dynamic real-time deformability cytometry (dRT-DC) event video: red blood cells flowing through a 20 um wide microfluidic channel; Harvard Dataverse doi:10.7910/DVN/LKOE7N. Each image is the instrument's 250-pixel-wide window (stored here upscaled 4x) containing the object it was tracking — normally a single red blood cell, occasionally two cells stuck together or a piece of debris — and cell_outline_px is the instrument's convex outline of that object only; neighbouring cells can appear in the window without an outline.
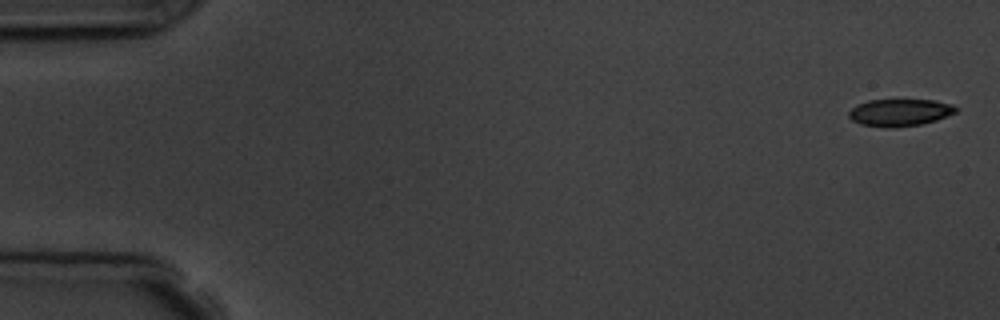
{"species": "common noctule bat (a hibernating species)", "species_latin": "Nyctalus noctula", "temperature_condition": "room temperature", "stored_images_in_passage": 6, "camera_frame_rate_fps": 3000, "um_per_image_px": 0.085, "animal": {"sex": "male", "body_mass_g": 19.5, "forearm_length_mm": 54.6}, "frame": {"image": 1, "passage_image": 1, "time_ms": 0.0, "image_size_px": [1000, 320], "cell_outline_px": [[956, 112], [936, 120], [920, 124], [892, 128], [888, 128], [860, 124], [852, 120], [848, 116], [848, 112], [856, 104], [868, 100], [932, 100], [952, 104], [956, 108]], "centroid_in_image_um": [76.43, 9.56], "position_along_channel_um": 8.6, "area_um2": 16.88}}
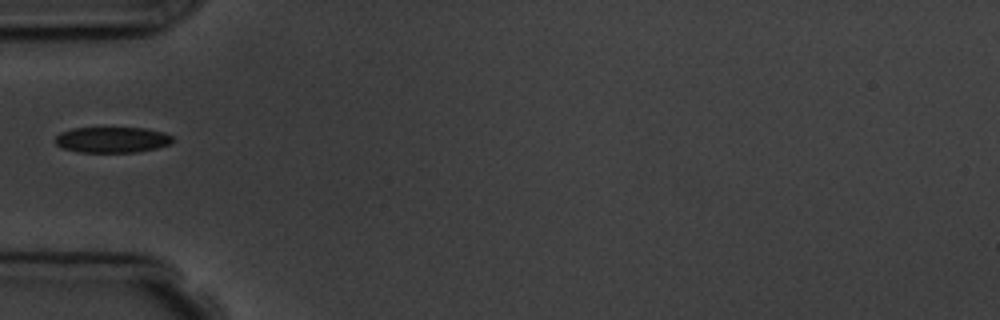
{"frame": {"image": 2, "passage_image": 5, "time_ms": 5.667, "image_size_px": [1000, 320], "cell_outline_px": [[176, 140], [168, 144], [156, 148], [136, 152], [80, 152], [60, 148], [56, 144], [56, 136], [60, 132], [72, 128], [144, 128], [164, 132], [172, 136]], "centroid_in_image_um": [9.52, 11.88], "position_along_channel_um": 75.5, "area_um2": 17.69}}